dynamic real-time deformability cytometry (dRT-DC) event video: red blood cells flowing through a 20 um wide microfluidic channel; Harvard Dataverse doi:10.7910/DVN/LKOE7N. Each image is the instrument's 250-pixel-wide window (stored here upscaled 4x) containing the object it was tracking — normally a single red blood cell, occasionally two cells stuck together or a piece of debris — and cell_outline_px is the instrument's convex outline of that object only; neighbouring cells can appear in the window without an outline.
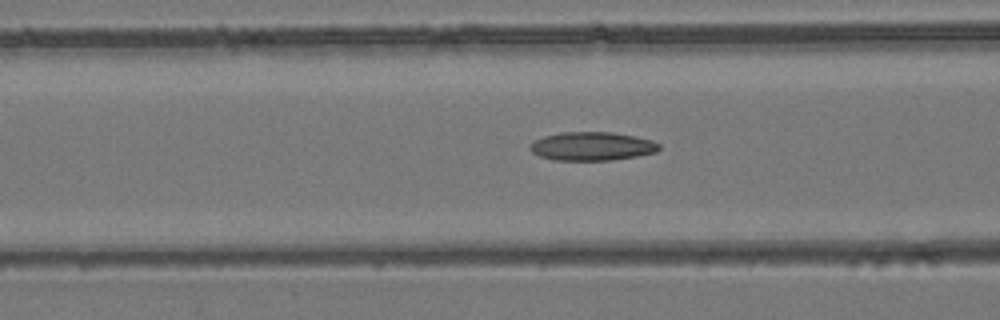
{"species": "common noctule bat (a hibernating species)", "species_latin": "Nyctalus noctula", "temperature_condition": "room temperature", "stored_images_in_passage": 52, "camera_frame_rate_fps": 3000, "um_per_image_px": 0.085, "animal": {"sex": "female", "body_mass_g": 24.6, "forearm_length_mm": 56.2}, "frame": {"image": 1, "passage_image": 20, "time_ms": 6.333, "image_size_px": [1000, 320], "cell_outline_px": [[660, 148], [656, 152], [636, 156], [612, 160], [556, 160], [540, 156], [532, 152], [528, 148], [528, 144], [544, 136], [560, 132], [612, 132], [636, 136], [652, 140], [660, 144]], "centroid_in_image_um": [50.32, 12.42], "position_along_channel_um": 116.3, "area_um2": 21.56}}
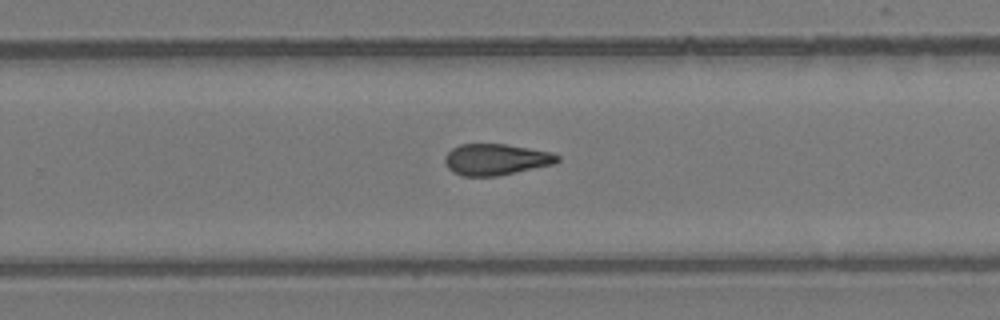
{"frame": {"image": 2, "passage_image": 33, "time_ms": 10.667, "image_size_px": [1000, 320], "cell_outline_px": [[560, 160], [556, 164], [496, 176], [460, 176], [452, 172], [448, 168], [444, 160], [444, 156], [452, 148], [460, 144], [504, 144], [552, 152], [560, 156]], "centroid_in_image_um": [42.16, 13.56], "position_along_channel_um": 287.6, "area_um2": 20.63}}
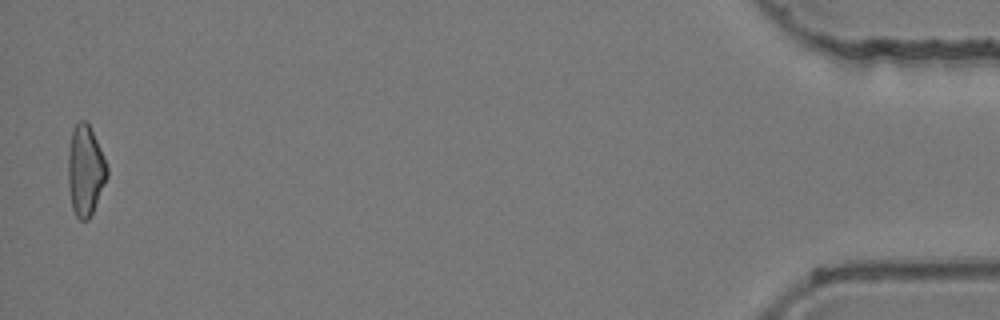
{"frame": {"image": 3, "passage_image": 51, "time_ms": 16.667, "image_size_px": [1000, 320], "cell_outline_px": [[108, 176], [92, 212], [88, 220], [80, 220], [76, 216], [72, 208], [68, 188], [68, 152], [72, 132], [76, 124], [80, 120], [84, 120], [88, 124], [100, 148], [108, 168]], "centroid_in_image_um": [7.24, 14.52], "position_along_channel_um": 428.0, "area_um2": 20.29}, "authors_computed_cell_mechanics": {"area_um2": 20.8658, "velocity_mm_per_s": 3.9553, "shape_relaxation_time_tau1_ms": null, "shape_relaxation_time_tau2_ms": 4.8263, "deformation_change_tau1": null, "deformation_change_tau2": 0.1308}}